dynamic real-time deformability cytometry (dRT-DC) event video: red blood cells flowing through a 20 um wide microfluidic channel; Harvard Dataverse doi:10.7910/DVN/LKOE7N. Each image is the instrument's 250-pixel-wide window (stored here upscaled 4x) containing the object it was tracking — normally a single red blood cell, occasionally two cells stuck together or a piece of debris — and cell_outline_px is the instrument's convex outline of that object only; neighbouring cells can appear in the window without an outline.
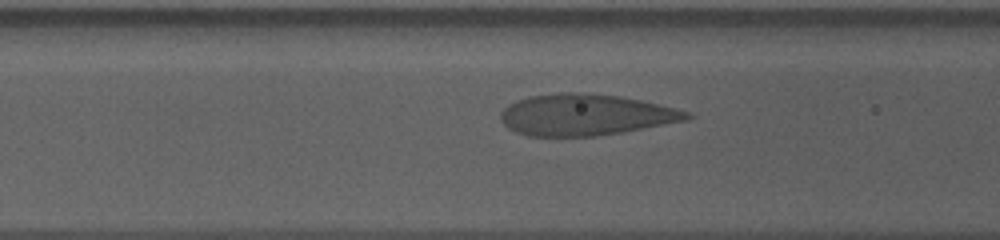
{"species": "human", "species_latin": "Homo sapiens", "temperature_condition": "cold", "stored_images_in_passage": 20, "camera_frame_rate_fps": 3000, "um_per_image_px": 0.085, "donor": {"sex": "male"}, "frame": {"image": 1, "passage_image": 17, "time_ms": 5.333, "image_size_px": [1000, 240], "cell_outline_px": [[692, 116], [688, 120], [620, 132], [596, 136], [528, 136], [516, 132], [508, 128], [500, 120], [500, 112], [508, 104], [532, 96], [556, 92], [580, 92], [620, 96], [640, 100], [676, 108], [688, 112]], "centroid_in_image_um": [49.74, 9.75], "position_along_channel_um": 116.9, "area_um2": 44.62}}